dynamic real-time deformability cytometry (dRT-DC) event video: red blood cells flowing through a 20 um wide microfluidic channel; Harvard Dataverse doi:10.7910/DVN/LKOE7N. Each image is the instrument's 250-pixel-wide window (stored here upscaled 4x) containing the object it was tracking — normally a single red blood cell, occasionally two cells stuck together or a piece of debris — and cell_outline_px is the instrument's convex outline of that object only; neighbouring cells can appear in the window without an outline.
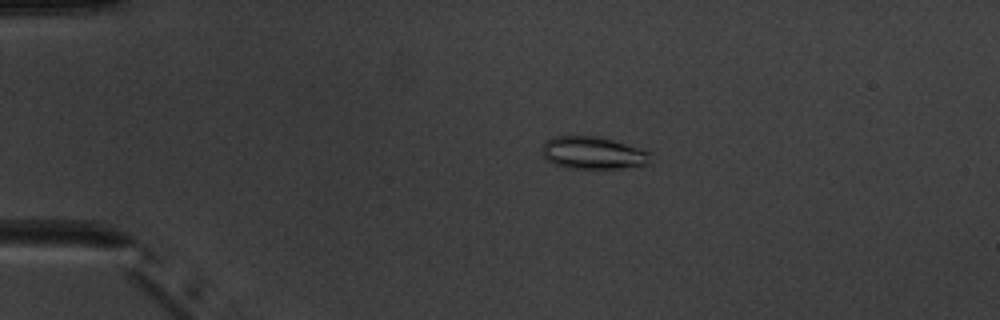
{"species": "common noctule bat (a hibernating species)", "species_latin": "Nyctalus noctula", "temperature_condition": "warm", "stored_images_in_passage": 5, "camera_frame_rate_fps": 3000, "um_per_image_px": 0.085, "animal": {"sex": "male", "body_mass_g": 20.1, "forearm_length_mm": 53.5}, "frame": {"image": 1, "passage_image": 2, "time_ms": 1.0, "image_size_px": [1000, 320], "cell_outline_px": [[652, 152], [648, 164], [620, 168], [564, 168], [552, 164], [540, 152], [540, 148], [552, 136], [600, 136], [640, 148]], "centroid_in_image_um": [50.38, 12.99], "position_along_channel_um": 34.6, "area_um2": 20.69}}